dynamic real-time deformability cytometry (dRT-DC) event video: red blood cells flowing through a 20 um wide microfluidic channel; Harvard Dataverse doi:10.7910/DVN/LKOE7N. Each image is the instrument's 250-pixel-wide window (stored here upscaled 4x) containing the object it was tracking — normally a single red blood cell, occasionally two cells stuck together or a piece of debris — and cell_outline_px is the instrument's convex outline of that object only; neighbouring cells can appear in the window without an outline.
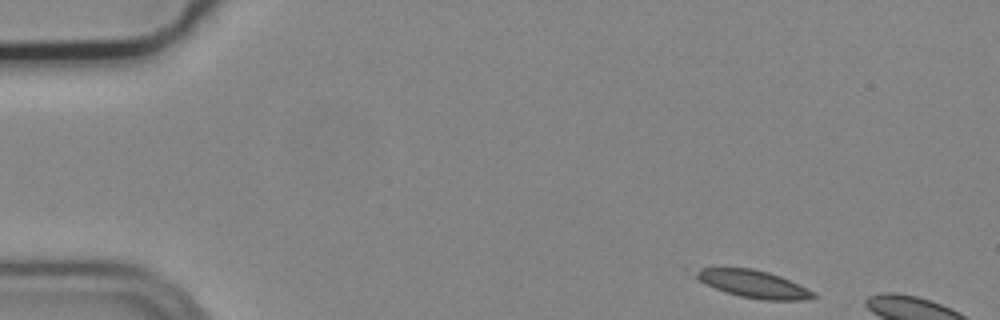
{"species": "common noctule bat (a hibernating species)", "species_latin": "Nyctalus noctula", "temperature_condition": "cold", "stored_images_in_passage": 3, "camera_frame_rate_fps": 3000, "um_per_image_px": 0.085, "animal": {"sex": "male", "body_mass_g": 19.2, "forearm_length_mm": 51.8}, "frame": {"image": 1, "passage_image": 1, "time_ms": 0.0, "image_size_px": [1000, 320], "cell_outline_px": [[820, 296], [808, 300], [764, 300], [740, 296], [704, 284], [692, 272], [700, 268], [752, 268], [768, 272], [780, 276], [816, 292]], "centroid_in_image_um": [64.1, 24.14], "position_along_channel_um": 20.9, "area_um2": 18.79}}